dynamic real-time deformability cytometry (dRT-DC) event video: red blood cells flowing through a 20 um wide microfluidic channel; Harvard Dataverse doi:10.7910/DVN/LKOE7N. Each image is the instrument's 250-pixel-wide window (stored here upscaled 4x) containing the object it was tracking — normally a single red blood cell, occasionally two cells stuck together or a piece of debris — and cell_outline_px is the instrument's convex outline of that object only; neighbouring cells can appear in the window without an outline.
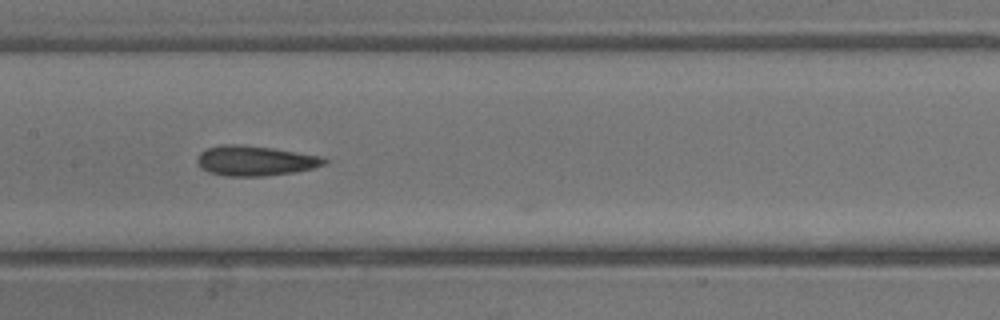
{"species": "common noctule bat (a hibernating species)", "species_latin": "Nyctalus noctula", "temperature_condition": "warm", "stored_images_in_passage": 16, "camera_frame_rate_fps": 3000, "um_per_image_px": 0.085, "animal": {"sex": "male", "body_mass_g": 13.3}, "frame": {"image": 1, "passage_image": 15, "time_ms": 4.667, "image_size_px": [1000, 320], "cell_outline_px": [[328, 160], [324, 164], [312, 168], [292, 172], [264, 176], [228, 176], [208, 172], [200, 168], [196, 160], [196, 156], [200, 152], [208, 148], [220, 144], [240, 144], [272, 148], [324, 156]], "centroid_in_image_um": [21.65, 13.65], "position_along_channel_um": 185.7, "area_um2": 22.31}}